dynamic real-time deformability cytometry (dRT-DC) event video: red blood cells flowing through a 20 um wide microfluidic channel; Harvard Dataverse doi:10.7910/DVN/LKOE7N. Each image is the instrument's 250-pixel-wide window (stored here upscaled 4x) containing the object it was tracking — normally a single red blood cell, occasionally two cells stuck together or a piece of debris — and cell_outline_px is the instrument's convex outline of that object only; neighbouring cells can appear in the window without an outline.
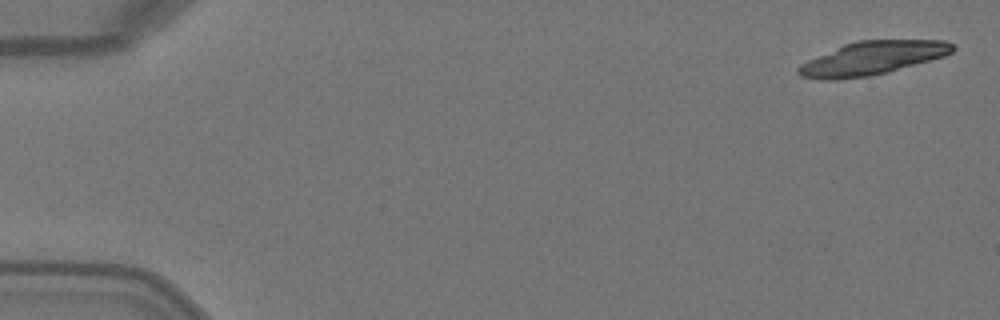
{"species": "Egyptian fruit bat (a non-hibernating species)", "species_latin": "Rousettus aegyptiacus", "temperature_condition": "warm", "stored_images_in_passage": 4, "camera_frame_rate_fps": 3000, "um_per_image_px": 0.085, "animal": {"sex": "female"}, "frame": {"image": 1, "passage_image": 1, "time_ms": 0.0, "image_size_px": [1000, 320], "cell_outline_px": [[956, 48], [952, 52], [944, 56], [888, 72], [868, 76], [836, 80], [820, 80], [800, 76], [796, 72], [796, 68], [800, 64], [808, 60], [844, 44], [856, 40], [944, 40], [956, 44]], "centroid_in_image_um": [74.14, 4.94], "position_along_channel_um": 10.9, "area_um2": 30.11}}